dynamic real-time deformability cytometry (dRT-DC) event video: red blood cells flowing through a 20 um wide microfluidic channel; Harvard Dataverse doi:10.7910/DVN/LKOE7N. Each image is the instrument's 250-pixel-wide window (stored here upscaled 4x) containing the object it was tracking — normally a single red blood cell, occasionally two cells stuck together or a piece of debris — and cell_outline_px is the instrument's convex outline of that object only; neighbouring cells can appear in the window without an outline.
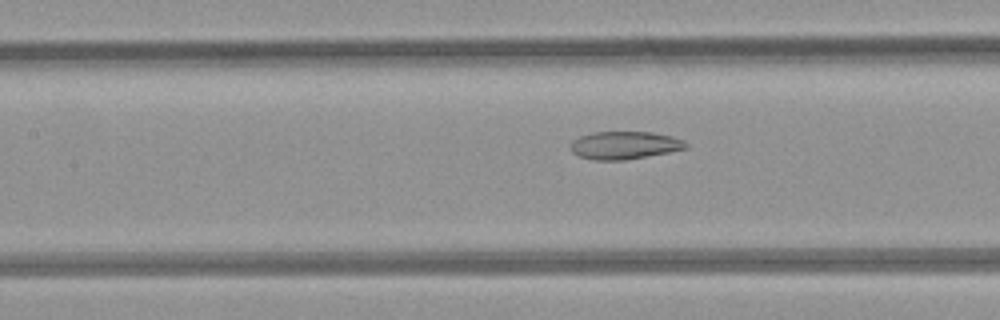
{"species": "common noctule bat (a hibernating species)", "species_latin": "Nyctalus noctula", "temperature_condition": "room temperature", "stored_images_in_passage": 4, "camera_frame_rate_fps": 3000, "um_per_image_px": 0.085, "animal": {"sex": "female", "body_mass_g": 21.9}, "frame": {"image": 1, "passage_image": 4, "time_ms": 3.667, "image_size_px": [1000, 320], "cell_outline_px": [[688, 148], [668, 152], [624, 160], [592, 160], [580, 156], [572, 152], [572, 140], [580, 136], [592, 132], [652, 132], [672, 136], [684, 140], [688, 144]], "centroid_in_image_um": [53.1, 12.34], "position_along_channel_um": 154.3, "area_um2": 18.61}}